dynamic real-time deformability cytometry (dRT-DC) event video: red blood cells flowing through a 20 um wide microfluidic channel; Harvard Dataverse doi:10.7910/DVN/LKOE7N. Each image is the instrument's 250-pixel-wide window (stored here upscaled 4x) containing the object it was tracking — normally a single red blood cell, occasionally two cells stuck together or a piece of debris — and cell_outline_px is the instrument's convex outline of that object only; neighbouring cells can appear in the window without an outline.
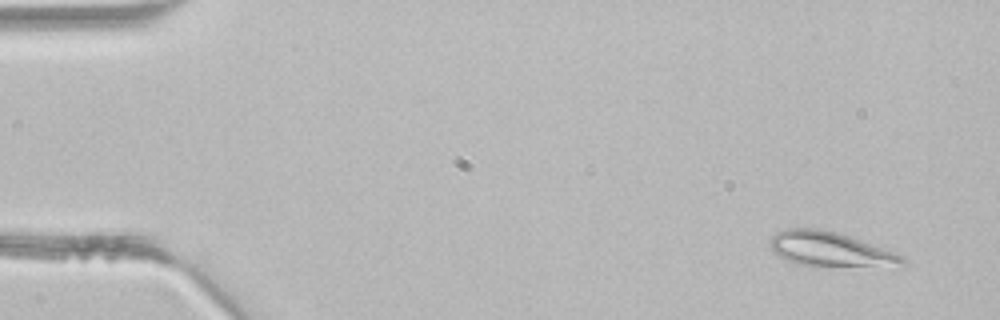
{"species": "common noctule bat (a hibernating species)", "species_latin": "Nyctalus noctula", "temperature_condition": "room temperature", "stored_images_in_passage": 3, "camera_frame_rate_fps": 3000, "um_per_image_px": 0.085, "animal": {"sex": "male", "body_mass_g": 21.5, "forearm_length_mm": 52.0}, "frame": {"image": 1, "passage_image": 1, "time_ms": 0.0, "image_size_px": [1000, 320], "cell_outline_px": [[904, 264], [800, 264], [788, 260], [772, 252], [768, 244], [768, 240], [776, 232], [788, 228], [816, 228], [836, 232], [860, 240], [904, 256]], "centroid_in_image_um": [70.39, 21.11], "position_along_channel_um": 14.6, "area_um2": 25.14}}